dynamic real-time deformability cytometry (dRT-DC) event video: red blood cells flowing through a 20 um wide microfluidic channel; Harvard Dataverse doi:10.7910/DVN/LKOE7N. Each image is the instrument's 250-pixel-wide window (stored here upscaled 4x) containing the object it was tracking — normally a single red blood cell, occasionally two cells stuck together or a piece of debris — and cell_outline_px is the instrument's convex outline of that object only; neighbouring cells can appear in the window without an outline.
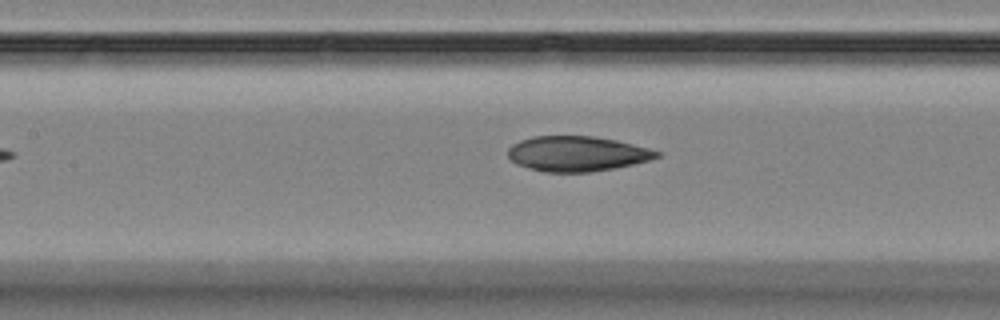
{"species": "Egyptian fruit bat (a non-hibernating species)", "species_latin": "Rousettus aegyptiacus", "temperature_condition": "room temperature", "stored_images_in_passage": 6, "camera_frame_rate_fps": 3000, "um_per_image_px": 0.085, "animal": {"sex": "female"}, "frame": {"image": 1, "passage_image": 4, "time_ms": 4.333, "image_size_px": [1000, 320], "cell_outline_px": [[660, 156], [648, 160], [616, 168], [592, 172], [544, 172], [516, 164], [508, 156], [508, 148], [512, 144], [520, 140], [532, 136], [592, 136], [616, 140], [648, 148], [660, 152]], "centroid_in_image_um": [49.02, 13.07], "position_along_channel_um": 158.4, "area_um2": 30.4}}
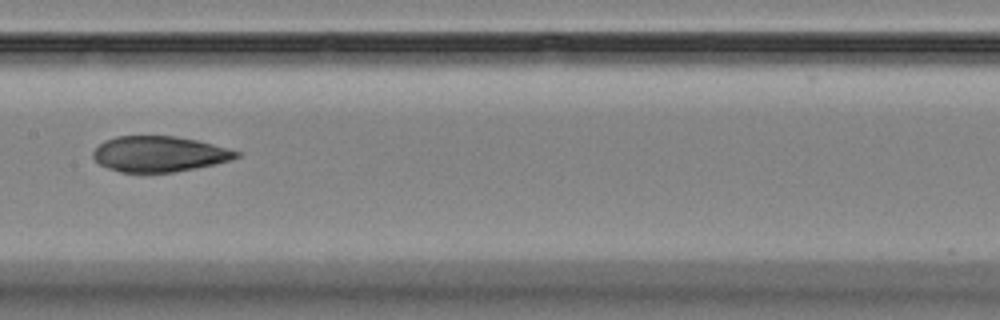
{"frame": {"image": 2, "passage_image": 5, "time_ms": 5.333, "image_size_px": [1000, 320], "cell_outline_px": [[240, 156], [232, 160], [172, 172], [120, 172], [108, 168], [100, 164], [92, 156], [92, 152], [104, 140], [116, 136], [176, 136], [196, 140], [212, 144], [240, 152]], "centroid_in_image_um": [13.5, 13.08], "position_along_channel_um": 193.9, "area_um2": 29.42}}
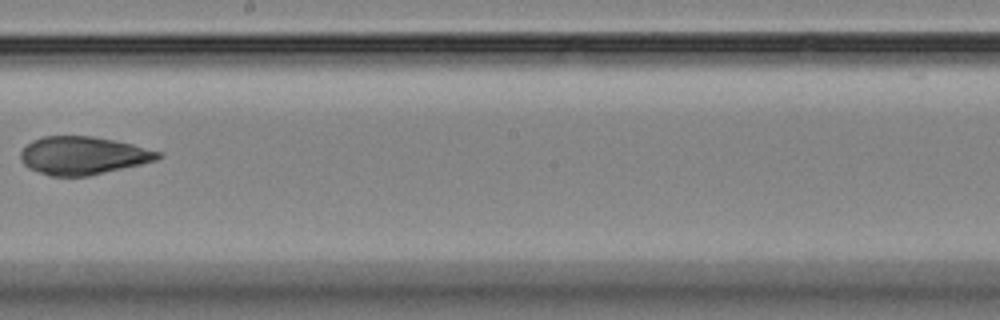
{"frame": {"image": 3, "passage_image": 6, "time_ms": 6.667, "image_size_px": [1000, 320], "cell_outline_px": [[164, 156], [156, 160], [140, 164], [88, 176], [52, 176], [28, 168], [20, 160], [20, 152], [32, 140], [44, 136], [92, 136], [132, 144], [160, 152]], "centroid_in_image_um": [7.03, 13.22], "position_along_channel_um": 241.2, "area_um2": 30.17}}